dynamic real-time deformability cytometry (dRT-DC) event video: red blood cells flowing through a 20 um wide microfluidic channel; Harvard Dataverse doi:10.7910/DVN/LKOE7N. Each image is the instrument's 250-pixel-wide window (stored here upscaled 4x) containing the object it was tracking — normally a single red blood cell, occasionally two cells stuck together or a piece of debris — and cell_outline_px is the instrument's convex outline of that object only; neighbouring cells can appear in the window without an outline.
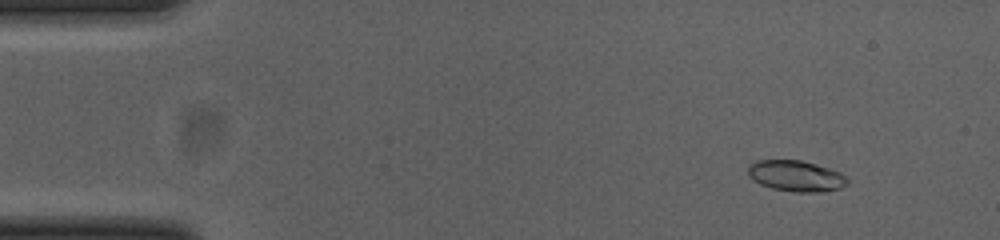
{"species": "common noctule bat (a hibernating species)", "species_latin": "Nyctalus noctula", "temperature_condition": "cold", "stored_images_in_passage": 53, "camera_frame_rate_fps": 3000, "um_per_image_px": 0.085, "animal": {"sex": "female", "body_mass_g": 23.0, "forearm_length_mm": 53.4}, "frame": {"image": 1, "passage_image": 6, "time_ms": 1.667, "image_size_px": [1000, 240], "cell_outline_px": [[848, 184], [840, 188], [824, 192], [796, 192], [772, 188], [760, 184], [748, 176], [748, 168], [756, 160], [800, 160], [828, 168], [840, 172], [848, 180]], "centroid_in_image_um": [67.66, 14.96], "position_along_channel_um": 17.3, "area_um2": 17.8}}
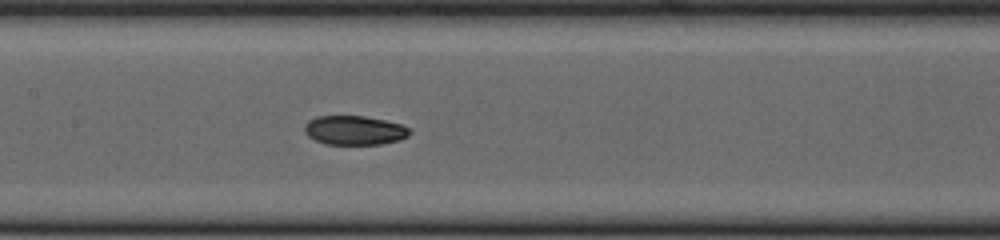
{"frame": {"image": 2, "passage_image": 26, "time_ms": 8.333, "image_size_px": [1000, 240], "cell_outline_px": [[412, 132], [408, 136], [400, 140], [380, 144], [328, 144], [316, 140], [308, 136], [304, 132], [304, 124], [308, 120], [316, 116], [364, 116], [384, 120], [400, 124], [412, 128]], "centroid_in_image_um": [30.14, 11.07], "position_along_channel_um": 177.3, "area_um2": 17.98}}
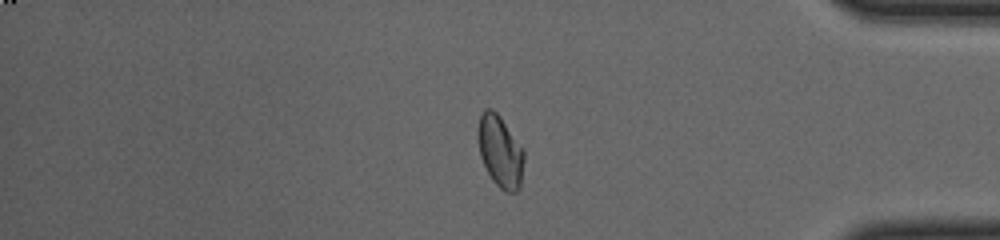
{"frame": {"image": 3, "passage_image": 45, "time_ms": 14.667, "image_size_px": [1000, 240], "cell_outline_px": [[524, 160], [520, 188], [516, 192], [504, 192], [492, 180], [480, 156], [476, 136], [476, 132], [480, 116], [484, 108], [492, 108], [500, 116], [524, 148]], "centroid_in_image_um": [42.51, 12.85], "position_along_channel_um": 392.7, "area_um2": 19.65}, "authors_computed_cell_mechanics": {"area_um2": 18.4382, "velocity_mm_per_s": 3.8457, "shape_relaxation_time_tau1_ms": 10.1207, "shape_relaxation_time_tau2_ms": 3.6811, "deformation_change_tau1": 0.2107, "deformation_change_tau2": 0.0707}}